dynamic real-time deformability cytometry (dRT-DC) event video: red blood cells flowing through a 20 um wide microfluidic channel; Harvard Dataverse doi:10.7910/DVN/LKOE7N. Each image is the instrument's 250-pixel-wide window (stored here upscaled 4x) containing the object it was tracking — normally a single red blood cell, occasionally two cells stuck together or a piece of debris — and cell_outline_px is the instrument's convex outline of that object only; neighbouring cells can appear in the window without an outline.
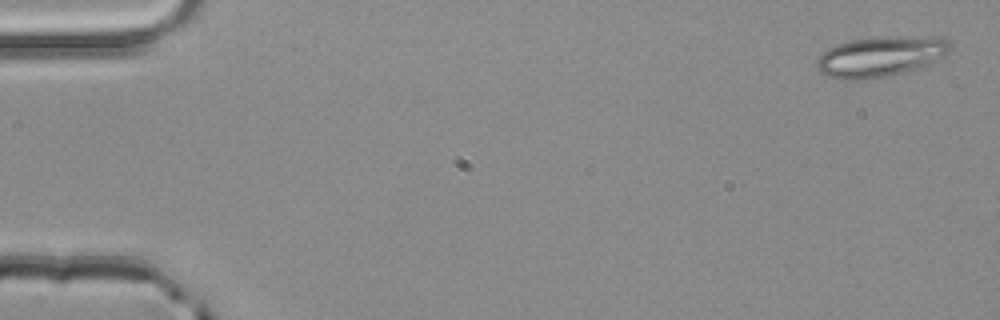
{"species": "common noctule bat (a hibernating species)", "species_latin": "Nyctalus noctula", "temperature_condition": "room temperature", "stored_images_in_passage": 3, "camera_frame_rate_fps": 3000, "um_per_image_px": 0.085, "animal": {"sex": "male", "body_mass_g": 20.4}, "frame": {"image": 1, "passage_image": 1, "time_ms": 0.0, "image_size_px": [1000, 320], "cell_outline_px": [[952, 52], [916, 72], [864, 80], [844, 80], [828, 76], [820, 72], [816, 64], [816, 60], [828, 48], [836, 44], [852, 40], [884, 36], [940, 36], [948, 40], [952, 44]], "centroid_in_image_um": [74.96, 4.81], "position_along_channel_um": 10.0, "area_um2": 32.54}}